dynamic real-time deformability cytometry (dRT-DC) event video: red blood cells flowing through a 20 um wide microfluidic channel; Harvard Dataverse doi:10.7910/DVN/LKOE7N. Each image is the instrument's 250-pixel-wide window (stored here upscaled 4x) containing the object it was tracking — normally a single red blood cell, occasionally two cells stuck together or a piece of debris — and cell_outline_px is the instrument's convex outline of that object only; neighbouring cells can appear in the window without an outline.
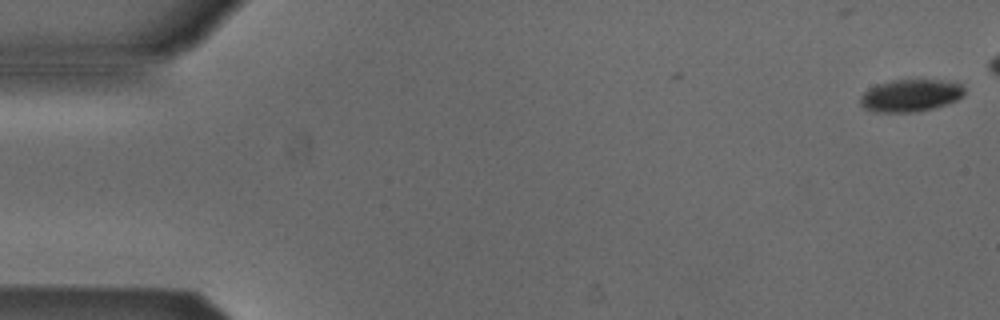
{"species": "Egyptian fruit bat (a non-hibernating species)", "species_latin": "Rousettus aegyptiacus", "temperature_condition": "cold", "stored_images_in_passage": 5, "camera_frame_rate_fps": 3000, "um_per_image_px": 0.085, "animal": {"sex": "male"}, "frame": {"image": 1, "passage_image": 1, "time_ms": 0.0, "image_size_px": [1000, 320], "cell_outline_px": [[964, 96], [956, 100], [932, 108], [916, 112], [876, 112], [864, 108], [860, 104], [860, 96], [864, 92], [876, 84], [892, 80], [940, 80], [960, 84], [964, 88]], "centroid_in_image_um": [77.36, 8.12], "position_along_channel_um": 7.6, "area_um2": 19.48}}